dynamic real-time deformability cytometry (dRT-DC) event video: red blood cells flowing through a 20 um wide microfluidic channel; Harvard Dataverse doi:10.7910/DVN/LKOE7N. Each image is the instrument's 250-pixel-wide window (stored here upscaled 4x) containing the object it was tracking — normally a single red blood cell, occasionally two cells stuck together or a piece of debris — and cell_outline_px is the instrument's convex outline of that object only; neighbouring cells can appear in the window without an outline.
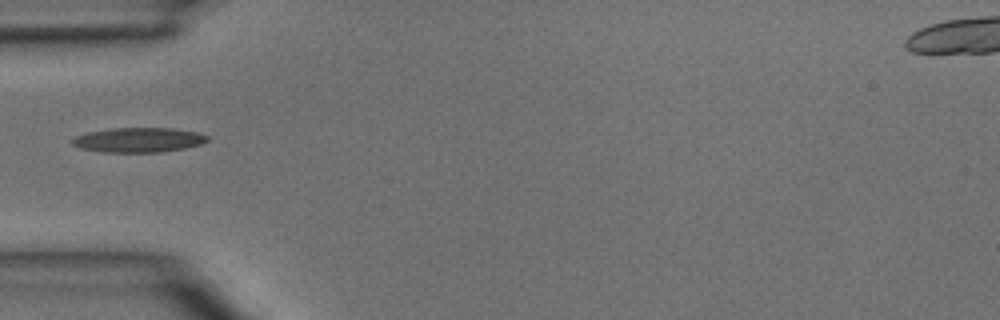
{"species": "common noctule bat (a hibernating species)", "species_latin": "Nyctalus noctula", "temperature_condition": "room temperature", "stored_images_in_passage": 1, "camera_frame_rate_fps": 3000, "um_per_image_px": 0.085, "animal": {"sex": "male", "body_mass_g": 15.6}, "frame": {"image": 1, "passage_image": 1, "time_ms": 0.0, "image_size_px": [1000, 320], "cell_outline_px": [[208, 140], [200, 144], [184, 148], [160, 152], [104, 152], [80, 148], [72, 144], [72, 140], [76, 136], [88, 132], [116, 128], [172, 128], [196, 132], [208, 136]], "centroid_in_image_um": [11.77, 11.89], "position_along_channel_um": 73.2, "area_um2": 19.19}}